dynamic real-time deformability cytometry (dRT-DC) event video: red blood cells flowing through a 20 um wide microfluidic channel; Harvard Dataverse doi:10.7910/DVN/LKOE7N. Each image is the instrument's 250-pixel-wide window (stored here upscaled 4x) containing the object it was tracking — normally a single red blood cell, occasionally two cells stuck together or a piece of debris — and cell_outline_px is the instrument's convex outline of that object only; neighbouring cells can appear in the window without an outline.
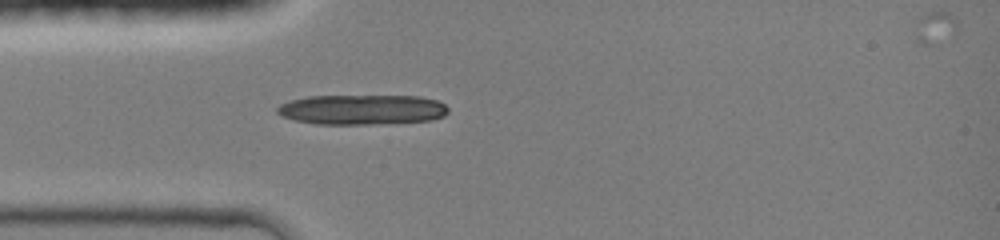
{"species": "common noctule bat (a hibernating species)", "species_latin": "Nyctalus noctula", "temperature_condition": "room temperature", "stored_images_in_passage": 33, "camera_frame_rate_fps": 3000, "um_per_image_px": 0.085, "animal": {"sex": "female", "body_mass_g": 19.0, "forearm_length_mm": 51.5}, "frame": {"image": 1, "passage_image": 1, "time_ms": 0.0, "image_size_px": [1000, 240], "cell_outline_px": [[448, 112], [444, 116], [432, 120], [372, 124], [316, 124], [296, 120], [280, 116], [276, 112], [276, 108], [280, 104], [292, 100], [308, 96], [420, 96], [436, 100], [444, 104], [448, 108]], "centroid_in_image_um": [30.76, 9.31], "position_along_channel_um": 54.2, "area_um2": 29.94}}
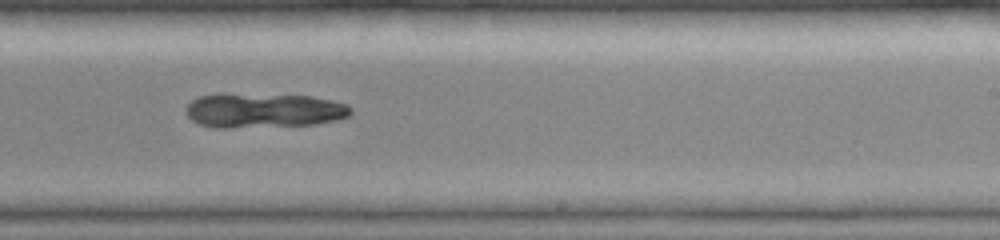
{"frame": {"image": 2, "passage_image": 16, "time_ms": 5.0, "image_size_px": [1000, 240], "cell_outline_px": [[352, 112], [348, 116], [336, 120], [312, 124], [228, 128], [216, 128], [200, 124], [192, 120], [184, 112], [188, 104], [192, 100], [200, 96], [220, 92], [312, 96], [348, 104], [352, 108]], "centroid_in_image_um": [22.37, 9.36], "position_along_channel_um": 266.6, "area_um2": 33.7}}
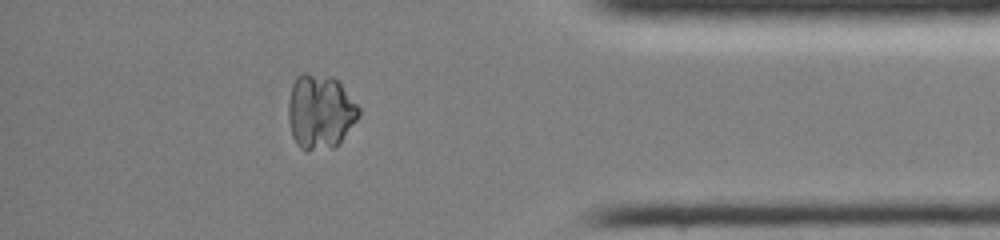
{"frame": {"image": 3, "passage_image": 27, "time_ms": 8.667, "image_size_px": [1000, 240], "cell_outline_px": [[360, 116], [340, 140], [332, 148], [308, 152], [300, 148], [296, 144], [292, 136], [288, 120], [288, 100], [292, 84], [296, 76], [300, 72], [308, 72], [332, 76], [340, 84], [360, 108]], "centroid_in_image_um": [27.17, 9.48], "position_along_channel_um": 408.0, "area_um2": 30.87}}